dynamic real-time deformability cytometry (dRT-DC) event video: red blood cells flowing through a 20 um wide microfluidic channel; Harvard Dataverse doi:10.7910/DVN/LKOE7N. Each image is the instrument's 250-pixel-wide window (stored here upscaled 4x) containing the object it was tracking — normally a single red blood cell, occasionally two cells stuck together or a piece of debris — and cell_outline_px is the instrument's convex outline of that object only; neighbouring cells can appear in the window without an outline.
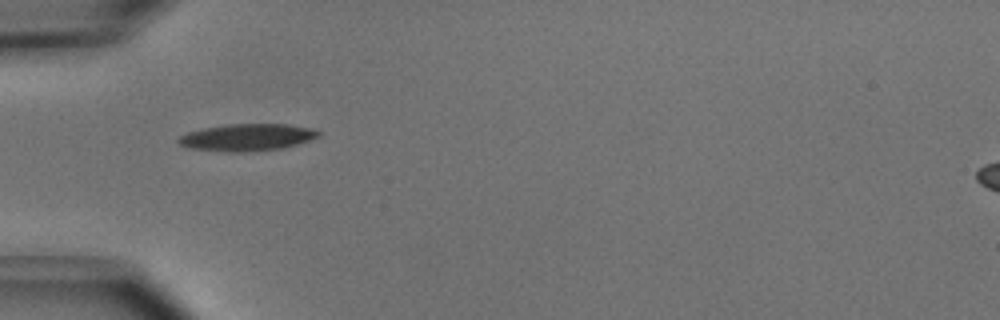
{"species": "common noctule bat (a hibernating species)", "species_latin": "Nyctalus noctula", "temperature_condition": "cold", "stored_images_in_passage": 10, "camera_frame_rate_fps": 3000, "um_per_image_px": 0.085, "animal": {"sex": "male", "body_mass_g": 15.6}, "frame": {"image": 1, "passage_image": 1, "time_ms": 0.0, "image_size_px": [1000, 320], "cell_outline_px": [[320, 136], [284, 148], [244, 152], [228, 152], [188, 148], [180, 144], [176, 140], [180, 136], [188, 132], [204, 128], [228, 124], [288, 124], [308, 128], [320, 132]], "centroid_in_image_um": [20.97, 11.68], "position_along_channel_um": 64.0, "area_um2": 21.91}}